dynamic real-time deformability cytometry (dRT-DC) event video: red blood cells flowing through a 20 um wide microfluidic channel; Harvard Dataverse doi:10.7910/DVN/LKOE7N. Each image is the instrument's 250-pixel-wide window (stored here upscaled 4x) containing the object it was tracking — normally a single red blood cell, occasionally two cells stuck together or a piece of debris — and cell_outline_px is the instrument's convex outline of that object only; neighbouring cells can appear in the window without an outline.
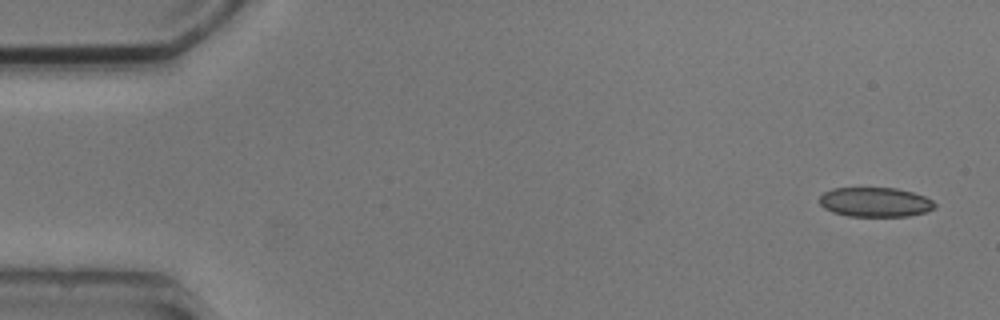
{"species": "common noctule bat (a hibernating species)", "species_latin": "Nyctalus noctula", "temperature_condition": "cold", "stored_images_in_passage": 4, "camera_frame_rate_fps": 3000, "um_per_image_px": 0.085, "animal": {"sex": "male", "body_mass_g": 20.5, "forearm_length_mm": 52.5}, "frame": {"image": 1, "passage_image": 1, "time_ms": 0.0, "image_size_px": [1000, 320], "cell_outline_px": [[936, 208], [928, 212], [908, 216], [848, 216], [832, 212], [824, 208], [820, 204], [820, 196], [824, 192], [832, 188], [896, 188], [912, 192], [924, 196], [932, 200], [936, 204]], "centroid_in_image_um": [74.41, 17.18], "position_along_channel_um": 10.6, "area_um2": 19.94}}
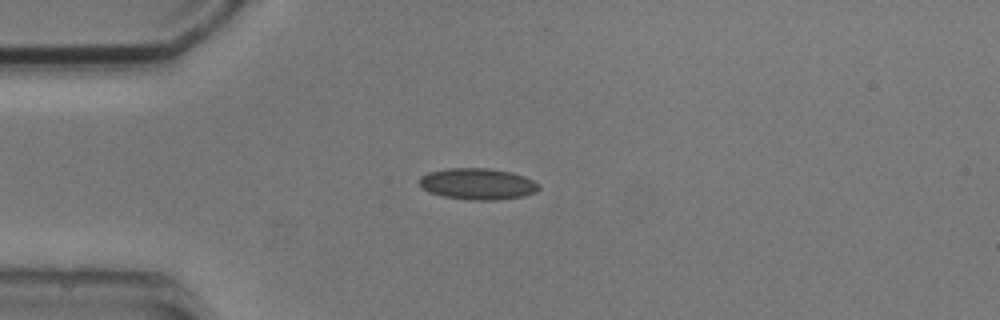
{"frame": {"image": 2, "passage_image": 4, "time_ms": 3.667, "image_size_px": [1000, 320], "cell_outline_px": [[540, 188], [536, 192], [524, 196], [496, 200], [472, 200], [444, 196], [428, 192], [420, 184], [420, 176], [428, 172], [448, 168], [488, 168], [512, 172], [524, 176], [540, 184]], "centroid_in_image_um": [40.62, 15.63], "position_along_channel_um": 44.4, "area_um2": 21.85}}